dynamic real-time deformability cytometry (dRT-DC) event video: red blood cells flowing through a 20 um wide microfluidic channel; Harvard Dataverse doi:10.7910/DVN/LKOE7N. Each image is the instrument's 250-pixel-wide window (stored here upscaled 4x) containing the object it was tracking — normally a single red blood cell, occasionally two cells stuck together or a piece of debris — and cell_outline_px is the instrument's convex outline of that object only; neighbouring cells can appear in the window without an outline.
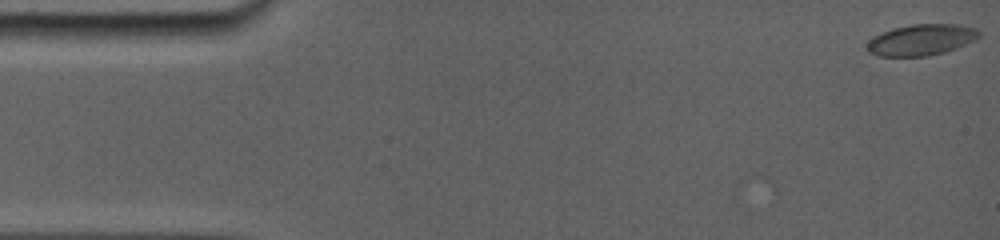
{"species": "common noctule bat (a hibernating species)", "species_latin": "Nyctalus noctula", "temperature_condition": "room temperature", "stored_images_in_passage": 13, "camera_frame_rate_fps": 5000, "um_per_image_px": 0.085, "animal": {"sex": "female", "body_mass_g": 19.0, "forearm_length_mm": 56.7}, "frame": {"image": 1, "passage_image": 1, "time_ms": 0.0, "image_size_px": [1000, 240], "cell_outline_px": [[980, 36], [976, 40], [956, 48], [944, 52], [928, 56], [876, 56], [868, 52], [868, 40], [892, 28], [912, 24], [960, 24], [976, 28], [980, 32]], "centroid_in_image_um": [78.35, 3.38], "position_along_channel_um": 6.7, "area_um2": 20.35}}